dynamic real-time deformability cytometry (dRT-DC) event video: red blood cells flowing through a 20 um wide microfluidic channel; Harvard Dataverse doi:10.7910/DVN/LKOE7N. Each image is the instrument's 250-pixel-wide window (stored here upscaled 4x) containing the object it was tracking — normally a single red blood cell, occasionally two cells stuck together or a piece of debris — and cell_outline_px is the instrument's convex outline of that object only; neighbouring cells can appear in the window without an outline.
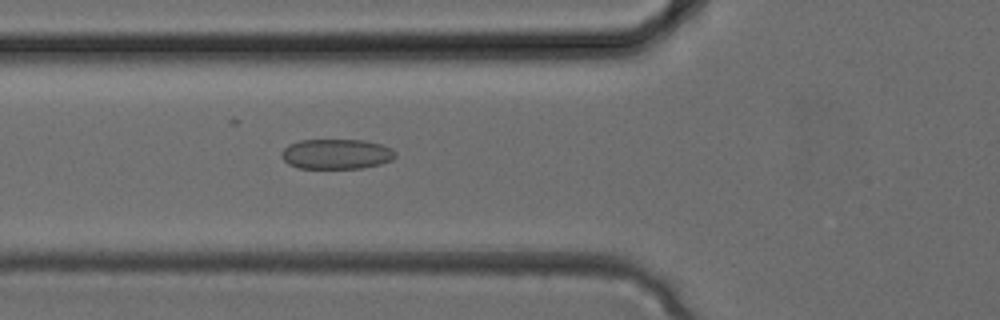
{"species": "common noctule bat (a hibernating species)", "species_latin": "Nyctalus noctula", "temperature_condition": "cold", "stored_images_in_passage": 32, "camera_frame_rate_fps": 3000, "um_per_image_px": 0.085, "animal": {"sex": "female", "body_mass_g": 24.6, "forearm_length_mm": 56.2}, "frame": {"image": 1, "passage_image": 11, "time_ms": 3.333, "image_size_px": [1000, 320], "cell_outline_px": [[396, 156], [392, 160], [380, 164], [364, 168], [300, 168], [288, 164], [280, 156], [280, 152], [288, 144], [300, 140], [364, 140], [380, 144], [392, 148], [396, 152]], "centroid_in_image_um": [28.59, 13.09], "position_along_channel_um": 97.2, "area_um2": 20.11}}
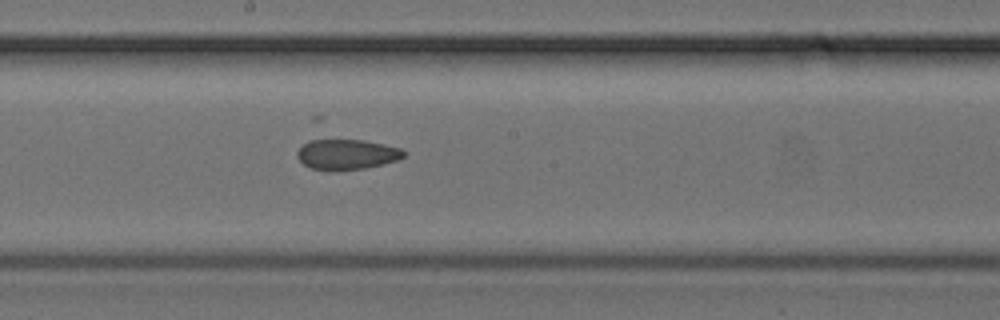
{"frame": {"image": 2, "passage_image": 17, "time_ms": 5.333, "image_size_px": [1000, 320], "cell_outline_px": [[408, 152], [404, 156], [396, 160], [364, 168], [336, 172], [328, 172], [312, 168], [304, 164], [296, 156], [296, 152], [308, 140], [316, 136], [320, 136], [364, 140], [384, 144], [400, 148]], "centroid_in_image_um": [29.39, 13.08], "position_along_channel_um": 218.8, "area_um2": 19.83}}
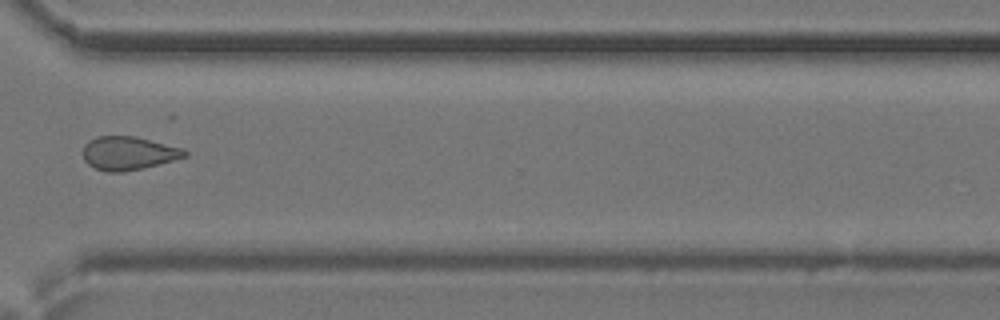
{"frame": {"image": 3, "passage_image": 24, "time_ms": 7.667, "image_size_px": [1000, 320], "cell_outline_px": [[188, 156], [140, 168], [120, 172], [108, 172], [96, 168], [88, 164], [84, 160], [84, 144], [88, 140], [96, 136], [136, 136], [184, 148], [188, 152]], "centroid_in_image_um": [10.91, 13.0], "position_along_channel_um": 359.7, "area_um2": 19.71}}